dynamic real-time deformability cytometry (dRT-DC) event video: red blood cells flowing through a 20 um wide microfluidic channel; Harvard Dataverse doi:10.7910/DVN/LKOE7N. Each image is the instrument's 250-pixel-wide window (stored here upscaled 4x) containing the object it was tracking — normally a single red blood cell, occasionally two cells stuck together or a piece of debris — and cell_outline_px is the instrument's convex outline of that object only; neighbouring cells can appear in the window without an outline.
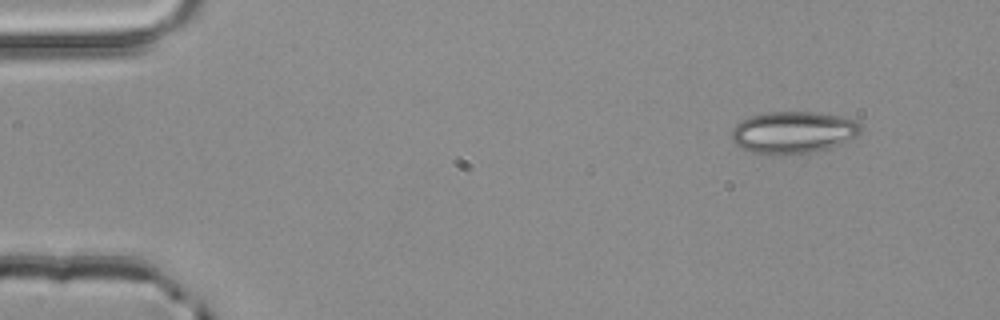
{"species": "common noctule bat (a hibernating species)", "species_latin": "Nyctalus noctula", "temperature_condition": "room temperature", "stored_images_in_passage": 3, "camera_frame_rate_fps": 3000, "um_per_image_px": 0.085, "animal": {"sex": "male", "body_mass_g": 20.4}, "frame": {"image": 1, "passage_image": 1, "time_ms": 0.0, "image_size_px": [1000, 320], "cell_outline_px": [[860, 132], [856, 136], [840, 144], [828, 148], [812, 152], [780, 156], [752, 152], [740, 148], [732, 140], [732, 128], [740, 120], [752, 116], [768, 112], [820, 112], [840, 116], [856, 120], [860, 124]], "centroid_in_image_um": [67.4, 11.26], "position_along_channel_um": 17.6, "area_um2": 31.85}}